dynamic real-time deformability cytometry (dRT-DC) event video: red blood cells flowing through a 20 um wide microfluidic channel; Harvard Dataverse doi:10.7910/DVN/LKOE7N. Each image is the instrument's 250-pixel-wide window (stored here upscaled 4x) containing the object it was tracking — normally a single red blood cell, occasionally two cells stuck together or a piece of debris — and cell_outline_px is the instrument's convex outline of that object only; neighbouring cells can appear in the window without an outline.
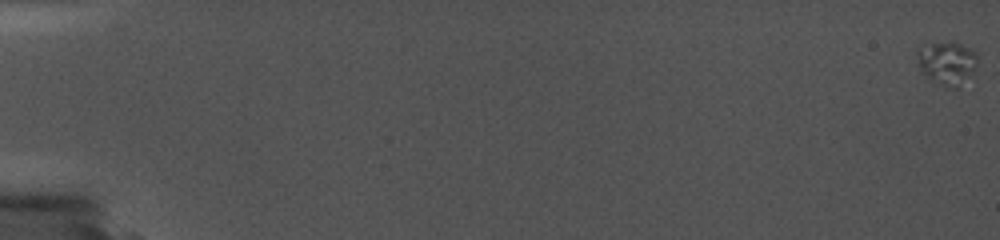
{"species": "common noctule bat (a hibernating species)", "species_latin": "Nyctalus noctula", "temperature_condition": "cold", "stored_images_in_passage": 4, "camera_frame_rate_fps": 5000, "um_per_image_px": 0.085, "animal": {"sex": "female", "body_mass_g": 19.0, "forearm_length_mm": 56.7}, "frame": {"image": 1, "passage_image": 1, "time_ms": 0.0, "image_size_px": [1000, 240], "cell_outline_px": [[976, 64], [972, 76], [956, 88], [944, 84], [924, 76], [920, 68], [916, 56], [916, 48], [932, 44], [952, 40], [972, 48], [976, 52]], "centroid_in_image_um": [80.51, 5.3], "position_along_channel_um": 4.5, "area_um2": 15.2}}